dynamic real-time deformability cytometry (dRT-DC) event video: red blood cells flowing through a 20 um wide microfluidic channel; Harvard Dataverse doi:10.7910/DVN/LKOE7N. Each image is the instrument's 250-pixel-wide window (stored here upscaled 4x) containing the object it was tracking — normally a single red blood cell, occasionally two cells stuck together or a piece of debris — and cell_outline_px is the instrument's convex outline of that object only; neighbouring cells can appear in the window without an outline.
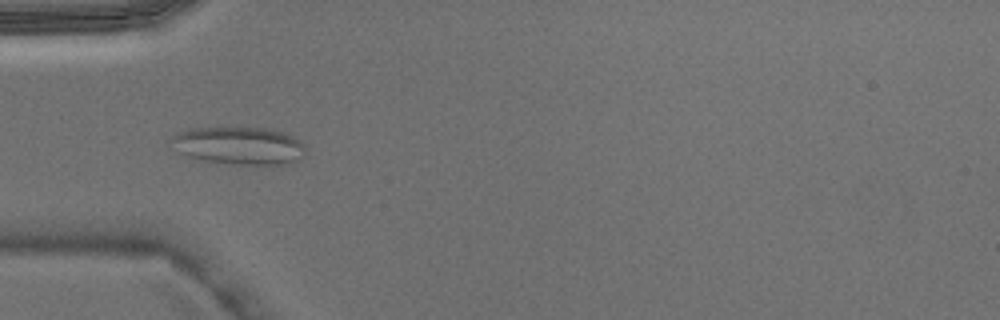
{"species": "Egyptian fruit bat (a non-hibernating species)", "species_latin": "Rousettus aegyptiacus", "temperature_condition": "warm", "stored_images_in_passage": 3, "camera_frame_rate_fps": 3000, "um_per_image_px": 0.085, "animal": {"sex": "male"}, "frame": {"image": 1, "passage_image": 3, "time_ms": 0.667, "image_size_px": [1000, 320], "cell_outline_px": [[304, 156], [292, 164], [236, 164], [204, 160], [180, 152], [172, 140], [172, 136], [176, 132], [188, 128], [268, 128], [284, 132], [300, 140], [304, 144]], "centroid_in_image_um": [20.39, 12.37], "position_along_channel_um": 64.6, "area_um2": 29.19}}